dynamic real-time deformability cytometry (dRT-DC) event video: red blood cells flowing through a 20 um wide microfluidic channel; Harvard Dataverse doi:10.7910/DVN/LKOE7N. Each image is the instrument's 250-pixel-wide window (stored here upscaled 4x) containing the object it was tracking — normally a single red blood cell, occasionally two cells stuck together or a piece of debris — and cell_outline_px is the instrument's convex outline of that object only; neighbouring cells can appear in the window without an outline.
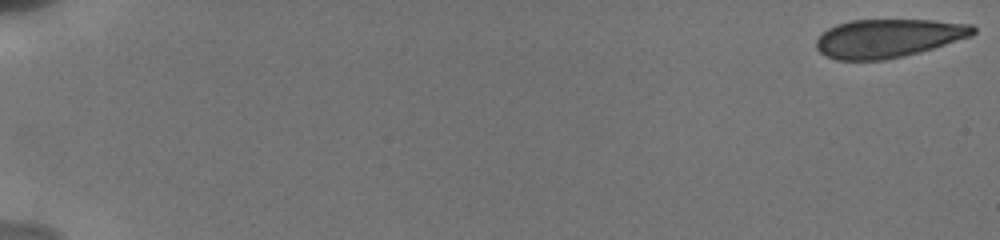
{"species": "human", "species_latin": "Homo sapiens", "temperature_condition": "cold", "stored_images_in_passage": 41, "camera_frame_rate_fps": 3000, "um_per_image_px": 0.085, "donor": {"sex": "male"}, "frame": {"image": 1, "passage_image": 1, "time_ms": 0.0, "image_size_px": [1000, 240], "cell_outline_px": [[976, 32], [972, 36], [932, 48], [904, 56], [884, 60], [836, 60], [824, 56], [816, 48], [816, 40], [828, 28], [836, 24], [852, 20], [932, 20], [972, 24], [976, 28]], "centroid_in_image_um": [75.49, 3.25], "position_along_channel_um": 9.5, "area_um2": 35.2}}
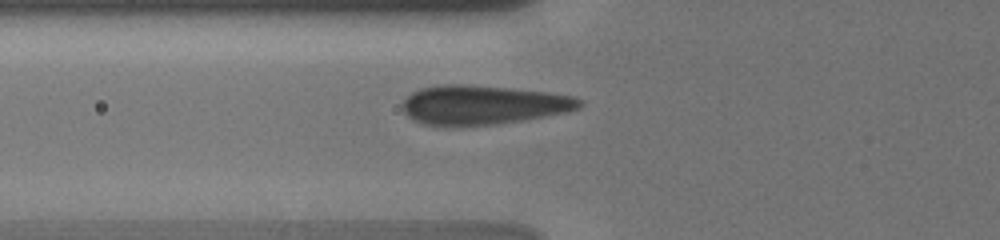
{"frame": {"image": 2, "passage_image": 29, "time_ms": 7.0, "image_size_px": [1000, 240], "cell_outline_px": [[584, 104], [580, 108], [568, 112], [496, 124], [424, 124], [412, 120], [404, 112], [404, 100], [412, 92], [420, 88], [444, 84], [468, 84], [548, 92], [576, 96], [584, 100]], "centroid_in_image_um": [41.12, 8.88], "position_along_channel_um": 84.7, "area_um2": 40.0}}
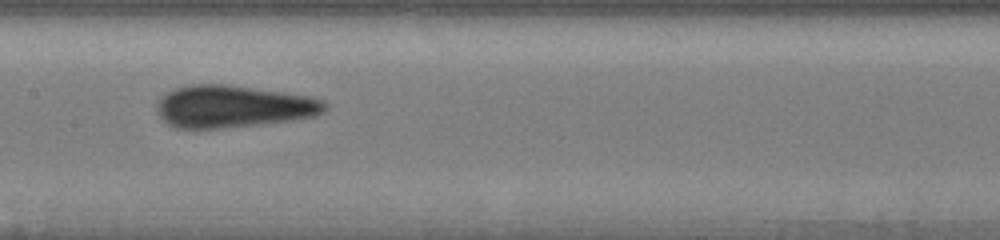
{"frame": {"image": 3, "passage_image": 40, "time_ms": 9.667, "image_size_px": [1000, 240], "cell_outline_px": [[328, 108], [324, 112], [316, 116], [292, 120], [260, 124], [224, 128], [176, 128], [168, 124], [160, 116], [156, 108], [156, 100], [168, 92], [176, 88], [192, 84], [228, 84], [312, 96], [324, 100], [328, 104]], "centroid_in_image_um": [19.85, 9.04], "position_along_channel_um": 187.5, "area_um2": 41.67}}